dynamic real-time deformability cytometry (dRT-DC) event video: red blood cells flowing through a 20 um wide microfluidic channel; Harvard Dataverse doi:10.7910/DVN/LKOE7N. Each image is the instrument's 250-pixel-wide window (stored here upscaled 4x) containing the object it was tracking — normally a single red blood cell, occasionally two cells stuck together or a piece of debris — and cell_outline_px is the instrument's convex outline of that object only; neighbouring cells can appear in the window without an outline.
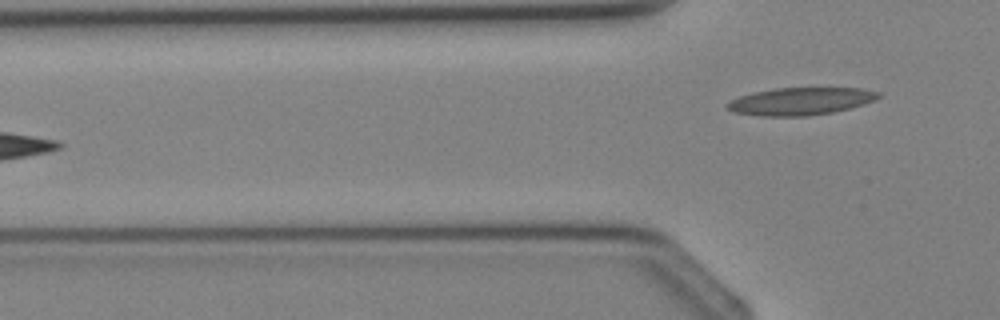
{"species": "Egyptian fruit bat (a non-hibernating species)", "species_latin": "Rousettus aegyptiacus", "temperature_condition": "cold", "stored_images_in_passage": 4, "camera_frame_rate_fps": 3000, "um_per_image_px": 0.085, "animal": {"sex": "female"}, "frame": {"image": 1, "passage_image": 4, "time_ms": 3.333, "image_size_px": [1000, 320], "cell_outline_px": [[880, 96], [876, 100], [864, 104], [832, 112], [808, 116], [760, 116], [732, 112], [724, 104], [740, 96], [752, 92], [776, 88], [860, 88], [880, 92]], "centroid_in_image_um": [68.03, 8.61], "position_along_channel_um": 57.8, "area_um2": 24.22}}